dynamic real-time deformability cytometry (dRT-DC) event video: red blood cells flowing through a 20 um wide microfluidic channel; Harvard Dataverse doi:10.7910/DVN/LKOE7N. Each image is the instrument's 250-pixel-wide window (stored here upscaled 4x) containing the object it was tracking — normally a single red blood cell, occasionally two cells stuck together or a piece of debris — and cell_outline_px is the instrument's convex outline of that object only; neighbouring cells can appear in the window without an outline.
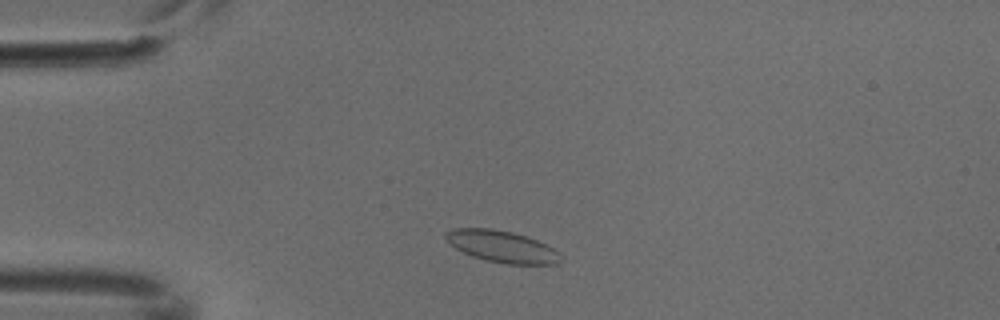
{"species": "common noctule bat (a hibernating species)", "species_latin": "Nyctalus noctula", "temperature_condition": "cold", "stored_images_in_passage": 3, "camera_frame_rate_fps": 3000, "um_per_image_px": 0.085, "animal": {"sex": "male", "body_mass_g": 18.8}, "frame": {"image": 1, "passage_image": 1, "time_ms": 0.0, "image_size_px": [1000, 320], "cell_outline_px": [[560, 260], [556, 264], [508, 264], [484, 260], [472, 256], [448, 244], [444, 236], [444, 232], [456, 228], [492, 228], [512, 232], [536, 240], [560, 252]], "centroid_in_image_um": [42.61, 20.95], "position_along_channel_um": 42.4, "area_um2": 21.15}}
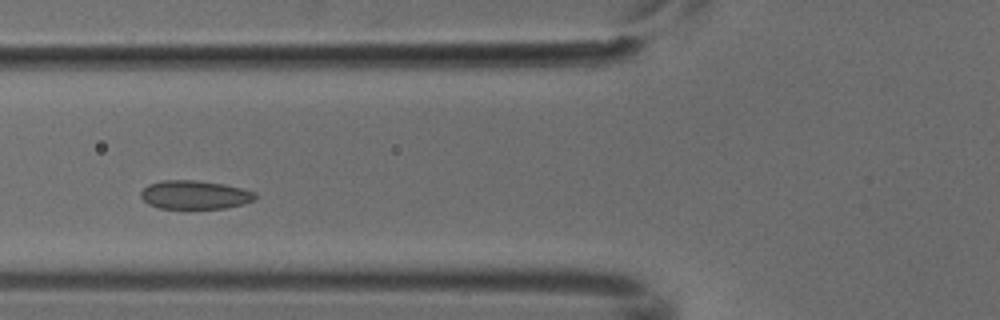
{"frame": {"image": 2, "passage_image": 3, "time_ms": 0.667, "image_size_px": [1000, 320], "cell_outline_px": [[256, 200], [244, 204], [224, 208], [160, 208], [148, 204], [140, 196], [140, 192], [148, 184], [160, 180], [196, 180], [224, 184], [256, 192]], "centroid_in_image_um": [16.56, 16.55], "position_along_channel_um": 109.2, "area_um2": 19.13}}